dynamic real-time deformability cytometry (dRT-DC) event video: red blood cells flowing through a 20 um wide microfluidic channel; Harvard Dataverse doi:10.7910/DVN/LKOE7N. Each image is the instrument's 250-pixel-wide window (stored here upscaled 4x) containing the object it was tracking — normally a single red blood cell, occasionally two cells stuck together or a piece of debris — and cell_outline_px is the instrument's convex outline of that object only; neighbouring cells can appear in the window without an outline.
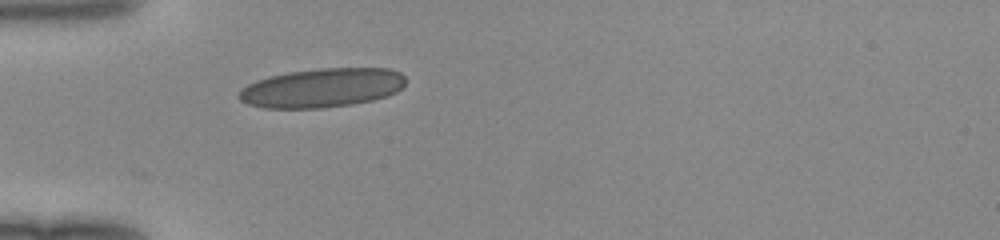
{"species": "human", "species_latin": "Homo sapiens", "temperature_condition": "room temperature", "stored_images_in_passage": 35, "camera_frame_rate_fps": 3000, "um_per_image_px": 0.085, "donor": {"sex": "female"}, "frame": {"image": 1, "passage_image": 1, "time_ms": 0.0, "image_size_px": [1000, 240], "cell_outline_px": [[404, 84], [396, 92], [388, 96], [372, 100], [352, 104], [320, 108], [264, 108], [248, 104], [240, 100], [236, 96], [248, 84], [256, 80], [268, 76], [288, 72], [320, 68], [388, 68], [400, 72], [404, 76]], "centroid_in_image_um": [27.36, 7.46], "position_along_channel_um": 57.6, "area_um2": 37.97}}
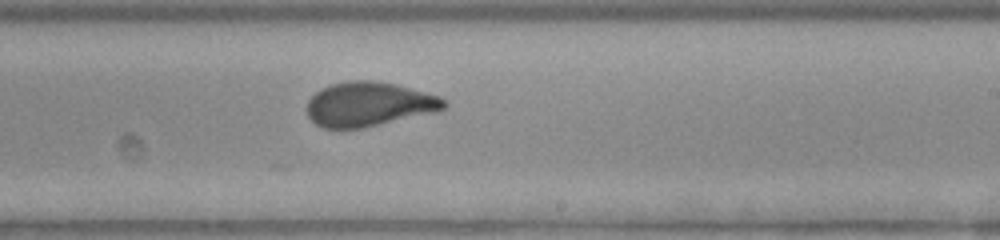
{"frame": {"image": 2, "passage_image": 16, "time_ms": 5.0, "image_size_px": [1000, 240], "cell_outline_px": [[448, 104], [444, 108], [436, 112], [364, 128], [320, 128], [308, 116], [308, 100], [320, 88], [332, 84], [352, 80], [372, 80], [396, 84], [440, 96], [448, 100]], "centroid_in_image_um": [31.39, 8.86], "position_along_channel_um": 257.6, "area_um2": 35.6}}
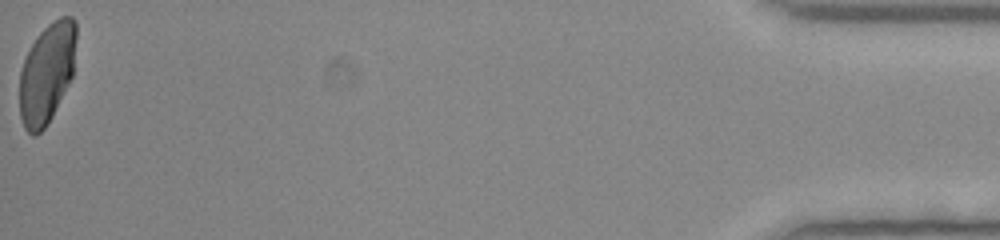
{"frame": {"image": 3, "passage_image": 35, "time_ms": 11.333, "image_size_px": [1000, 240], "cell_outline_px": [[76, 40], [72, 76], [48, 124], [36, 136], [32, 136], [24, 128], [20, 116], [20, 72], [24, 60], [36, 36], [48, 24], [60, 16], [72, 16], [76, 20]], "centroid_in_image_um": [3.98, 6.21], "position_along_channel_um": 431.2, "area_um2": 33.06}}